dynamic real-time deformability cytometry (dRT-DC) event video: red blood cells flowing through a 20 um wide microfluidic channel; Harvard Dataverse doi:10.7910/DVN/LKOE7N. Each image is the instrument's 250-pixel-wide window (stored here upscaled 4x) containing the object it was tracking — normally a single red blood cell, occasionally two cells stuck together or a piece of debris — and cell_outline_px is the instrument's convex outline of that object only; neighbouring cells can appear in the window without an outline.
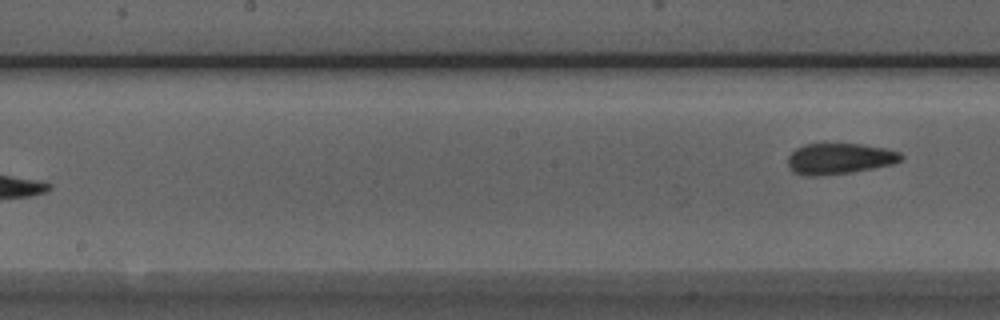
{"species": "Egyptian fruit bat (a non-hibernating species)", "species_latin": "Rousettus aegyptiacus", "temperature_condition": "room temperature", "stored_images_in_passage": 8, "segment_of_instrument_passage": [2, 2], "camera_frame_rate_fps": 3000, "um_per_image_px": 0.085, "animal": {"sex": "male"}, "frame": {"image": 1, "passage_image": 8, "time_ms": 2.333, "image_size_px": [1000, 320], "cell_outline_px": [[904, 156], [900, 160], [892, 164], [852, 172], [816, 176], [804, 176], [792, 172], [788, 168], [788, 156], [796, 148], [808, 144], [860, 144], [884, 148], [900, 152]], "centroid_in_image_um": [71.32, 13.5], "position_along_channel_um": 176.9, "area_um2": 20.35}}